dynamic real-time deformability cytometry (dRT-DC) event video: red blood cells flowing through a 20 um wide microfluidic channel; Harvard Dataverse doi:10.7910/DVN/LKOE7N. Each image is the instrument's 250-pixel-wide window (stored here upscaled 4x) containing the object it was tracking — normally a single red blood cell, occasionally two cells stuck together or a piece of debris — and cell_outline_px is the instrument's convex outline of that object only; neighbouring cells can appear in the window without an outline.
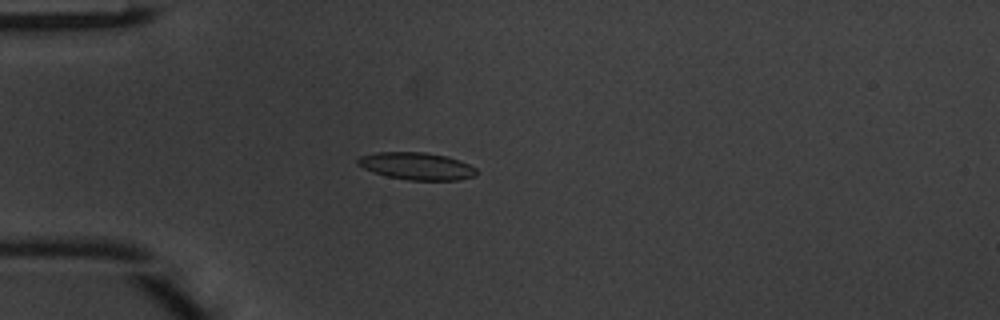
{"species": "common noctule bat (a hibernating species)", "species_latin": "Nyctalus noctula", "temperature_condition": "warm", "stored_images_in_passage": 48, "camera_frame_rate_fps": 3000, "um_per_image_px": 0.085, "animal": {"sex": "male", "body_mass_g": 20.1, "forearm_length_mm": 53.5}, "frame": {"image": 1, "passage_image": 13, "time_ms": 4.0, "image_size_px": [1000, 320], "cell_outline_px": [[480, 172], [476, 176], [456, 180], [408, 180], [388, 176], [372, 172], [356, 164], [356, 160], [360, 156], [376, 152], [424, 152], [448, 156], [460, 160], [476, 168]], "centroid_in_image_um": [35.43, 14.11], "position_along_channel_um": 49.6, "area_um2": 19.07}}
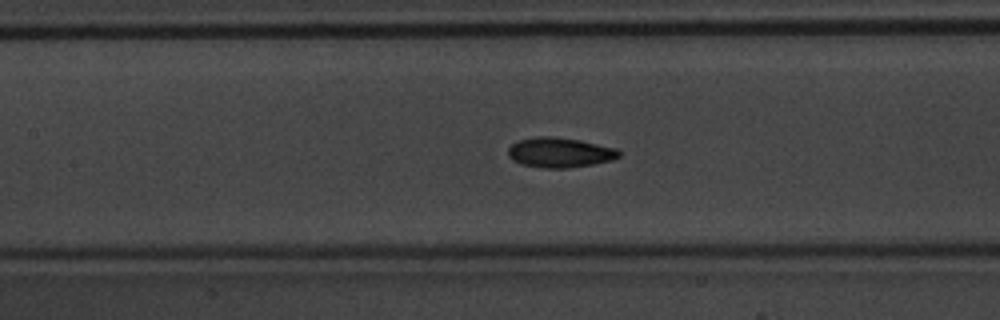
{"frame": {"image": 2, "passage_image": 22, "time_ms": 7.0, "image_size_px": [1000, 320], "cell_outline_px": [[620, 156], [612, 160], [592, 164], [568, 168], [544, 168], [524, 164], [512, 160], [508, 156], [508, 148], [516, 140], [536, 136], [552, 136], [580, 140], [616, 148], [620, 152]], "centroid_in_image_um": [47.56, 12.95], "position_along_channel_um": 159.8, "area_um2": 19.36}}
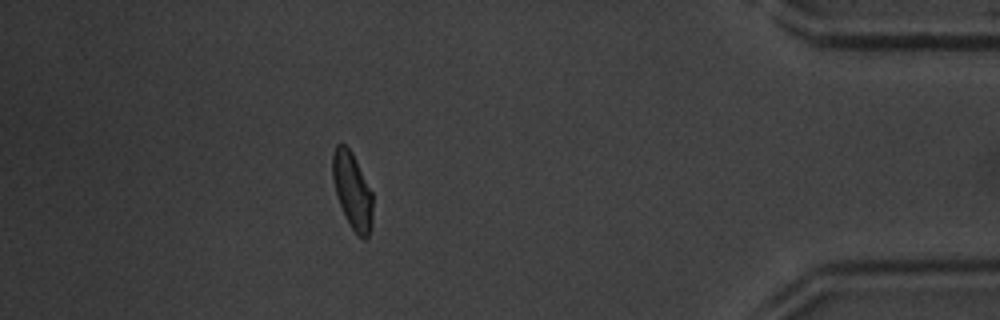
{"frame": {"image": 3, "passage_image": 43, "time_ms": 14.0, "image_size_px": [1000, 320], "cell_outline_px": [[372, 224], [368, 236], [364, 240], [352, 228], [340, 204], [336, 192], [332, 176], [332, 152], [336, 144], [344, 144], [352, 152], [372, 192]], "centroid_in_image_um": [29.95, 16.17], "position_along_channel_um": 405.3, "area_um2": 17.57}, "authors_computed_cell_mechanics": {"area_um2": 18.1203, "velocity_mm_per_s": 4.1246, "shape_relaxation_time_tau1_ms": 3.219, "shape_relaxation_time_tau2_ms": 1.6585, "deformation_change_tau1": 0.1429, "deformation_change_tau2": 0.083}}